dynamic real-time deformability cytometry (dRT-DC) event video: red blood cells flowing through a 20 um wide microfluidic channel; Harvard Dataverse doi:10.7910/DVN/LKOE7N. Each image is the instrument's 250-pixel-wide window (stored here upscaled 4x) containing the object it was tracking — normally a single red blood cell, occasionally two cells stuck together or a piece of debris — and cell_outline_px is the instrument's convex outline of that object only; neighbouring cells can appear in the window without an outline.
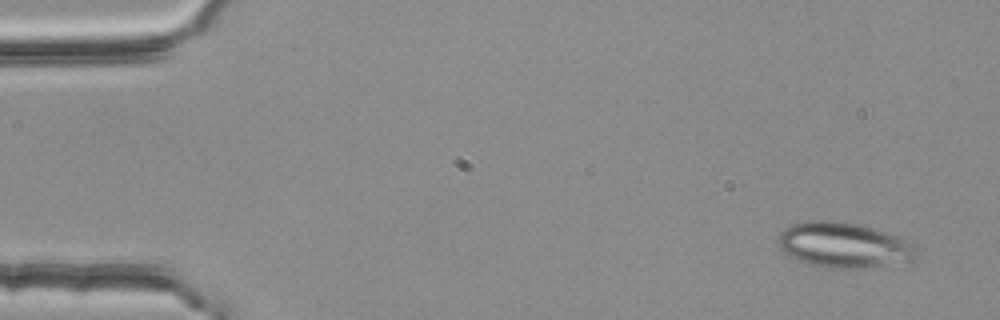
{"species": "common noctule bat (a hibernating species)", "species_latin": "Nyctalus noctula", "temperature_condition": "room temperature", "stored_images_in_passage": 4, "camera_frame_rate_fps": 3000, "um_per_image_px": 0.085, "animal": {"sex": "female", "body_mass_g": 25.1}, "frame": {"image": 1, "passage_image": 1, "time_ms": 0.0, "image_size_px": [1000, 320], "cell_outline_px": [[920, 252], [912, 260], [864, 268], [836, 268], [808, 264], [788, 256], [780, 248], [780, 232], [784, 228], [792, 224], [804, 220], [824, 220], [856, 224], [872, 228], [896, 236], [912, 244]], "centroid_in_image_um": [71.69, 20.83], "position_along_channel_um": 13.3, "area_um2": 36.01}}